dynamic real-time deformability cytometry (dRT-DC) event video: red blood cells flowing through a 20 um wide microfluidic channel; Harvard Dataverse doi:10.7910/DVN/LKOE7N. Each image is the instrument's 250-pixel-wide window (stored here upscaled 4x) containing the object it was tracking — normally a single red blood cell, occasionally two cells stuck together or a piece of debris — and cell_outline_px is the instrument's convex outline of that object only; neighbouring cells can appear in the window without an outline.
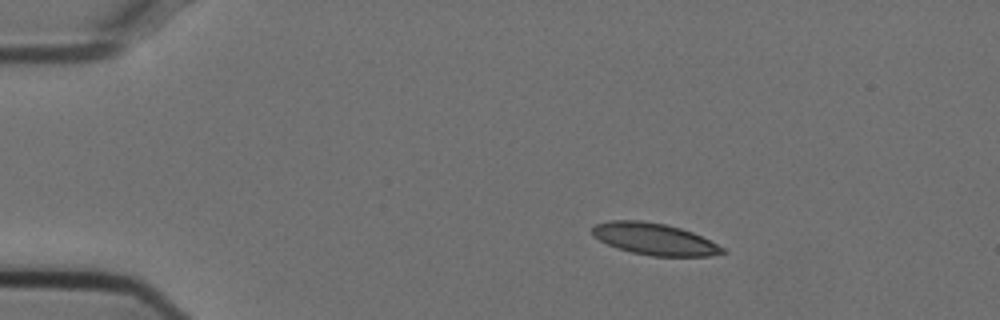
{"species": "Egyptian fruit bat (a non-hibernating species)", "species_latin": "Rousettus aegyptiacus", "temperature_condition": "cold", "stored_images_in_passage": 54, "camera_frame_rate_fps": 3000, "um_per_image_px": 0.085, "animal": {"sex": "female"}, "frame": {"image": 1, "passage_image": 9, "time_ms": 2.667, "image_size_px": [1000, 320], "cell_outline_px": [[728, 252], [712, 256], [652, 256], [632, 252], [616, 248], [592, 236], [592, 228], [596, 224], [608, 220], [640, 220], [668, 224], [692, 232], [724, 248]], "centroid_in_image_um": [55.61, 20.31], "position_along_channel_um": 29.4, "area_um2": 24.1}}
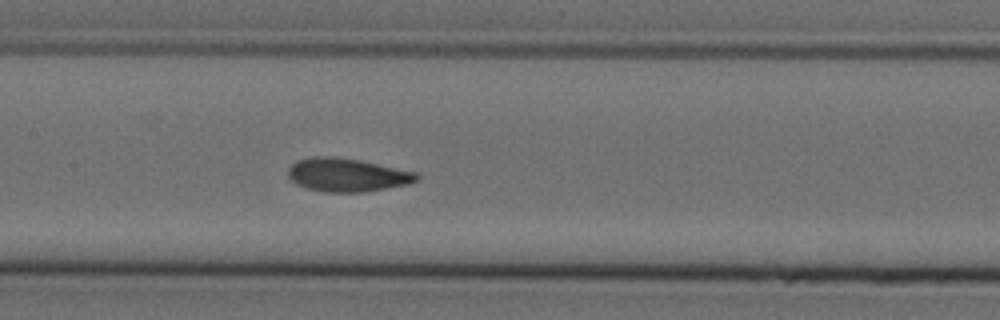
{"frame": {"image": 2, "passage_image": 26, "time_ms": 8.333, "image_size_px": [1000, 320], "cell_outline_px": [[420, 180], [408, 184], [364, 192], [324, 192], [308, 188], [296, 184], [288, 176], [288, 168], [296, 160], [312, 156], [332, 156], [360, 160], [416, 172], [420, 176]], "centroid_in_image_um": [29.5, 14.86], "position_along_channel_um": 177.9, "area_um2": 25.09}}
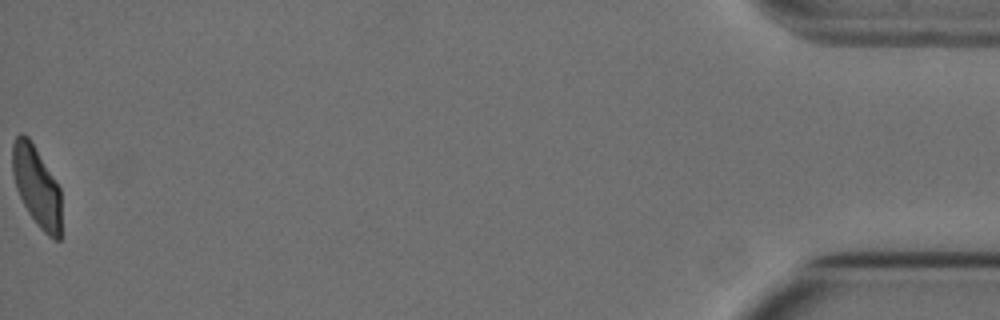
{"frame": {"image": 3, "passage_image": 54, "time_ms": 17.667, "image_size_px": [1000, 320], "cell_outline_px": [[60, 240], [56, 240], [48, 236], [40, 228], [28, 212], [16, 188], [12, 172], [12, 144], [16, 136], [20, 132], [28, 136], [60, 188]], "centroid_in_image_um": [3.09, 15.82], "position_along_channel_um": 432.1, "area_um2": 22.6}, "authors_computed_cell_mechanics": {"area_um2": 24.4205, "velocity_mm_per_s": 3.742, "shape_relaxation_time_tau1_ms": 5.4288, "shape_relaxation_time_tau2_ms": 1.2641, "deformation_change_tau1": 0.1749, "deformation_change_tau2": 0.063}}